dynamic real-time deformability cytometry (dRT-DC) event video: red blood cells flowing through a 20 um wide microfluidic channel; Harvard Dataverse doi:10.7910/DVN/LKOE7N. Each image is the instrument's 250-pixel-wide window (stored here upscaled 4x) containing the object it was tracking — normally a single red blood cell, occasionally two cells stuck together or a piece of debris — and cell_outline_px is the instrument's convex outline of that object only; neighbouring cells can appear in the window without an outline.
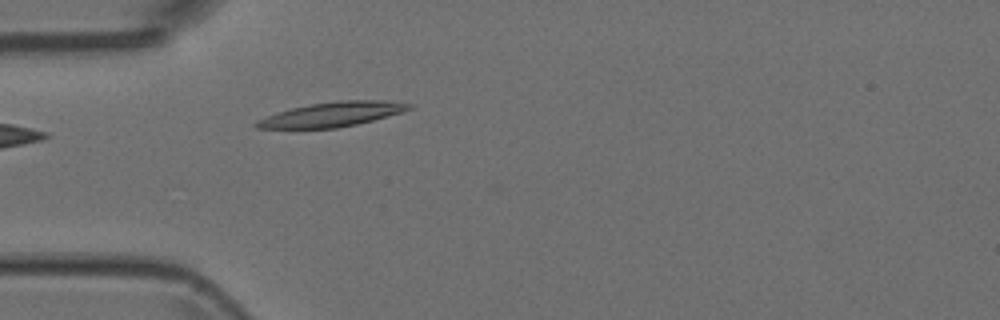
{"species": "Egyptian fruit bat (a non-hibernating species)", "species_latin": "Rousettus aegyptiacus", "temperature_condition": "room temperature", "stored_images_in_passage": 3, "camera_frame_rate_fps": 3000, "um_per_image_px": 0.085, "animal": {"sex": "female"}, "frame": {"image": 1, "passage_image": 3, "time_ms": 0.667, "image_size_px": [1000, 320], "cell_outline_px": [[412, 108], [388, 116], [356, 124], [336, 128], [256, 128], [252, 124], [256, 120], [292, 108], [312, 104], [340, 100], [384, 100], [412, 104]], "centroid_in_image_um": [28.23, 9.72], "position_along_channel_um": 56.8, "area_um2": 21.44}}